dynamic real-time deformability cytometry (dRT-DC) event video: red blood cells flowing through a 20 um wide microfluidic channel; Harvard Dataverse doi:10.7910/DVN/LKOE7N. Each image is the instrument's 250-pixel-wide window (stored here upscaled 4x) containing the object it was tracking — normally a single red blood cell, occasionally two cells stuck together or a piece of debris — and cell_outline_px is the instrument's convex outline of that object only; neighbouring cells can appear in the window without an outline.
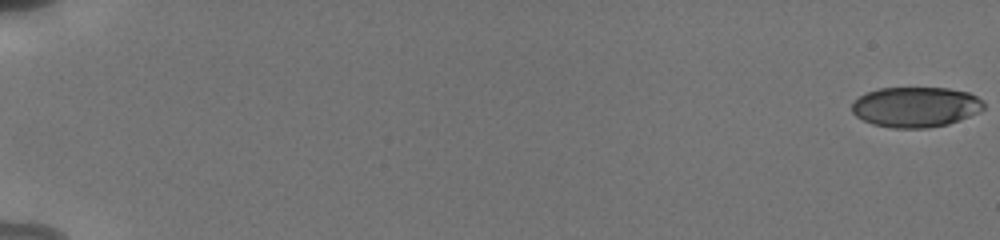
{"species": "human", "species_latin": "Homo sapiens", "temperature_condition": "cold", "stored_images_in_passage": 56, "camera_frame_rate_fps": 3000, "um_per_image_px": 0.085, "donor": {"sex": "male"}, "frame": {"image": 1, "passage_image": 1, "time_ms": 0.0, "image_size_px": [1000, 240], "cell_outline_px": [[984, 108], [980, 112], [960, 120], [948, 124], [928, 128], [892, 128], [872, 124], [856, 116], [852, 112], [852, 104], [860, 96], [868, 92], [880, 88], [948, 88], [968, 92], [984, 100]], "centroid_in_image_um": [77.87, 9.1], "position_along_channel_um": 7.1, "area_um2": 31.04}}
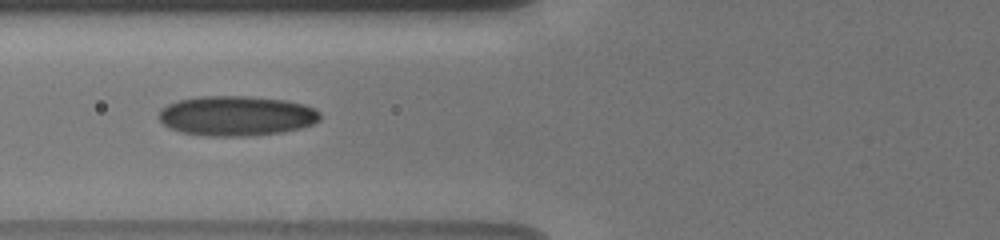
{"frame": {"image": 2, "passage_image": 25, "time_ms": 8.0, "image_size_px": [1000, 240], "cell_outline_px": [[320, 120], [312, 124], [300, 128], [284, 132], [248, 136], [204, 136], [180, 132], [168, 128], [160, 120], [160, 108], [176, 100], [200, 96], [248, 96], [288, 100], [304, 104], [320, 112]], "centroid_in_image_um": [20.09, 9.84], "position_along_channel_um": 105.7, "area_um2": 37.86}}
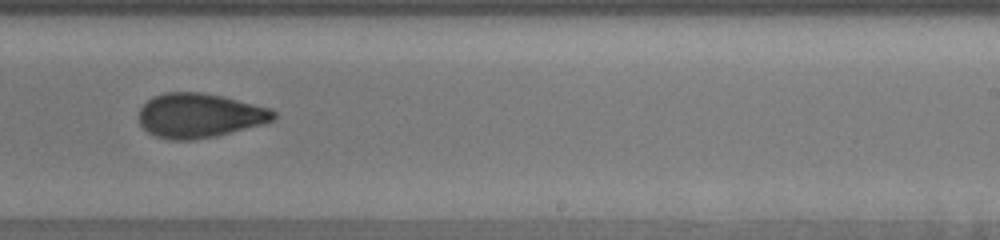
{"frame": {"image": 3, "passage_image": 38, "time_ms": 12.333, "image_size_px": [1000, 240], "cell_outline_px": [[276, 116], [272, 120], [264, 124], [216, 136], [192, 140], [168, 140], [156, 136], [148, 132], [140, 124], [140, 108], [152, 96], [164, 92], [200, 92], [224, 96], [272, 108], [276, 112]], "centroid_in_image_um": [16.98, 9.81], "position_along_channel_um": 272.0, "area_um2": 35.08}, "authors_computed_cell_mechanics": {"area_um2": 33.5818, "velocity_mm_per_s": 3.843, "shape_relaxation_time_tau1_ms": 5.8802, "shape_relaxation_time_tau2_ms": 1.8341, "deformation_change_tau1": 0.1586, "deformation_change_tau2": 0.0797}}